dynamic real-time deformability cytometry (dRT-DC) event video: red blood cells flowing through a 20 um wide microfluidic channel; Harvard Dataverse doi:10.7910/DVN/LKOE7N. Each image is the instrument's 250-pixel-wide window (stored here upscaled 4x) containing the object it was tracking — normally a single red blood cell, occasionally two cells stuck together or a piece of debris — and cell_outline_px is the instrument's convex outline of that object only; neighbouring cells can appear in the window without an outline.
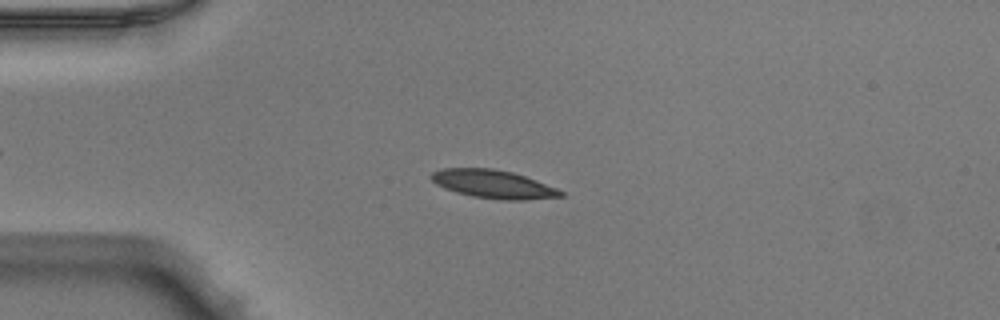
{"species": "Egyptian fruit bat (a non-hibernating species)", "species_latin": "Rousettus aegyptiacus", "temperature_condition": "warm", "stored_images_in_passage": 45, "camera_frame_rate_fps": 3000, "um_per_image_px": 0.085, "animal": {"sex": "male"}, "frame": {"image": 1, "passage_image": 12, "time_ms": 3.667, "image_size_px": [1000, 320], "cell_outline_px": [[564, 196], [524, 200], [500, 200], [472, 196], [456, 192], [444, 188], [436, 184], [428, 176], [432, 172], [440, 168], [492, 168], [512, 172], [536, 180], [556, 188], [564, 192]], "centroid_in_image_um": [41.89, 15.65], "position_along_channel_um": 43.1, "area_um2": 21.39}}
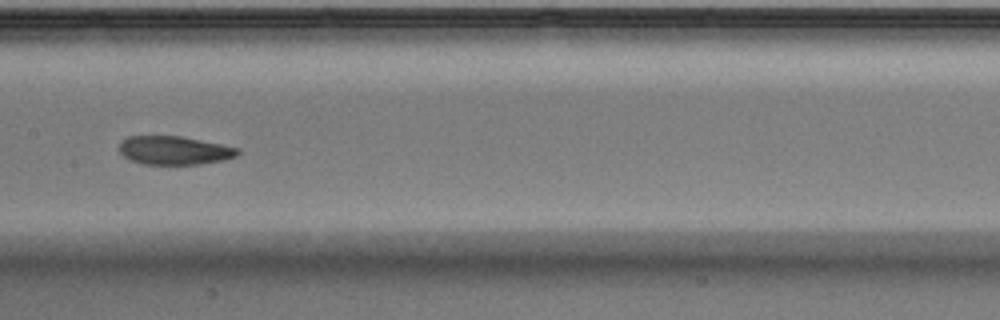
{"frame": {"image": 2, "passage_image": 25, "time_ms": 8.0, "image_size_px": [1000, 320], "cell_outline_px": [[240, 152], [236, 156], [224, 160], [200, 164], [144, 164], [128, 160], [120, 152], [120, 140], [128, 136], [180, 136], [240, 148]], "centroid_in_image_um": [14.8, 12.78], "position_along_channel_um": 192.6, "area_um2": 19.71}}
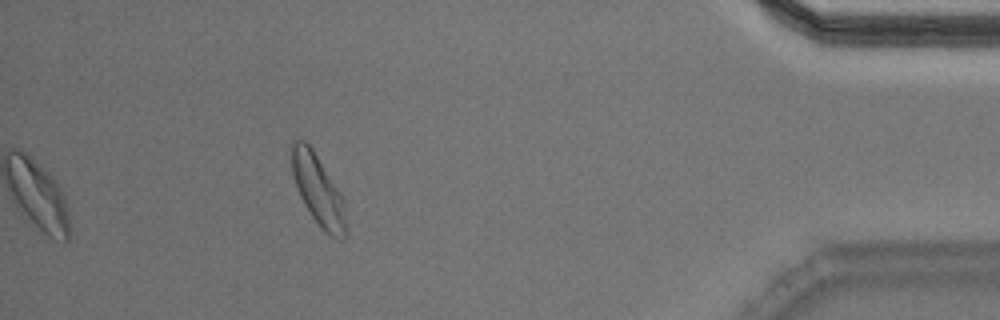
{"frame": {"image": 3, "passage_image": 45, "time_ms": 14.667, "image_size_px": [1000, 320], "cell_outline_px": [[348, 228], [344, 240], [332, 236], [324, 232], [320, 228], [304, 204], [296, 188], [292, 172], [288, 148], [292, 140], [304, 140], [312, 148], [340, 192], [344, 200]], "centroid_in_image_um": [27.02, 16.15], "position_along_channel_um": 408.2, "area_um2": 22.83}, "authors_computed_cell_mechanics": {"area_um2": 20.4034, "velocity_mm_per_s": 3.9931, "shape_relaxation_time_tau1_ms": 9.6341, "shape_relaxation_time_tau2_ms": 5.4228, "deformation_change_tau1": 0.2119, "deformation_change_tau2": 0.1009}}